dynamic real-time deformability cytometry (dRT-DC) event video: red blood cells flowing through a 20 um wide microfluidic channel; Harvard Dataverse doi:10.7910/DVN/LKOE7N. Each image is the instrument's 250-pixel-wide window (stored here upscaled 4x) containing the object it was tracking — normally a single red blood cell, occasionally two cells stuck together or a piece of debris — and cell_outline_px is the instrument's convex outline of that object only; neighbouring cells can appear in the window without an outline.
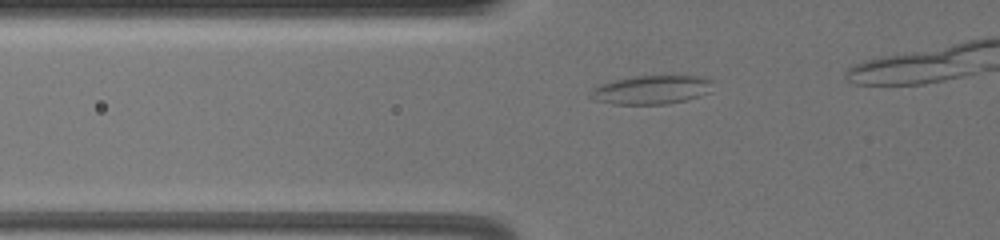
{"species": "common noctule bat (a hibernating species)", "species_latin": "Nyctalus noctula", "temperature_condition": "warm", "stored_images_in_passage": 33, "camera_frame_rate_fps": 3000, "um_per_image_px": 0.085, "animal": {"sex": "female", "body_mass_g": 19.5, "forearm_length_mm": 54.1}, "frame": {"image": 1, "passage_image": 3, "time_ms": 0.667, "image_size_px": [1000, 240], "cell_outline_px": [[712, 80], [696, 96], [684, 100], [664, 104], [612, 104], [596, 100], [588, 96], [588, 92], [592, 88], [600, 84], [632, 76], [696, 76]], "centroid_in_image_um": [55.16, 7.63], "position_along_channel_um": 70.6, "area_um2": 19.71}}
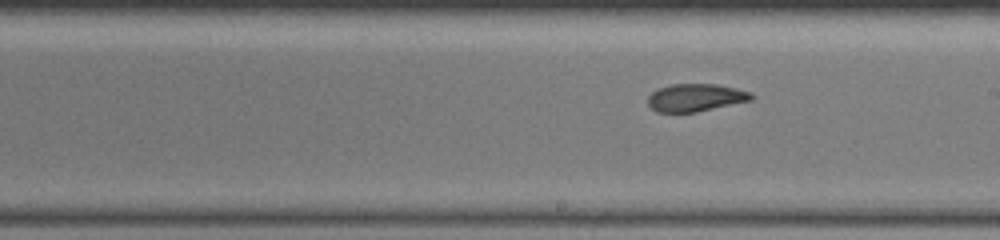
{"frame": {"image": 2, "passage_image": 17, "time_ms": 5.333, "image_size_px": [1000, 240], "cell_outline_px": [[756, 96], [752, 100], [696, 112], [656, 112], [648, 104], [648, 96], [652, 92], [660, 88], [672, 84], [716, 84], [736, 88], [752, 92]], "centroid_in_image_um": [59.16, 8.29], "position_along_channel_um": 229.8, "area_um2": 16.7}}
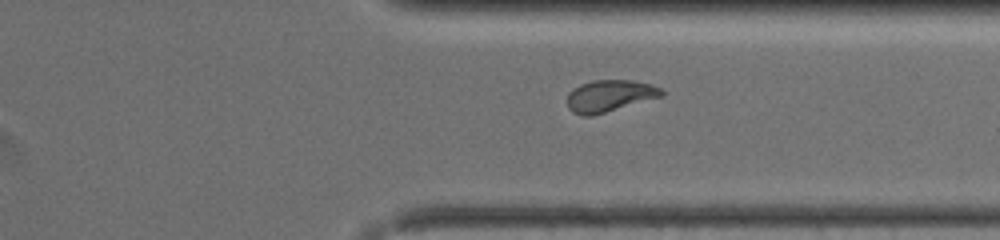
{"frame": {"image": 3, "passage_image": 28, "time_ms": 9.0, "image_size_px": [1000, 240], "cell_outline_px": [[664, 96], [592, 116], [584, 116], [572, 112], [568, 108], [568, 92], [580, 84], [592, 80], [632, 80], [652, 84], [660, 88], [664, 92]], "centroid_in_image_um": [51.83, 8.15], "position_along_channel_um": 359.6, "area_um2": 17.63}}